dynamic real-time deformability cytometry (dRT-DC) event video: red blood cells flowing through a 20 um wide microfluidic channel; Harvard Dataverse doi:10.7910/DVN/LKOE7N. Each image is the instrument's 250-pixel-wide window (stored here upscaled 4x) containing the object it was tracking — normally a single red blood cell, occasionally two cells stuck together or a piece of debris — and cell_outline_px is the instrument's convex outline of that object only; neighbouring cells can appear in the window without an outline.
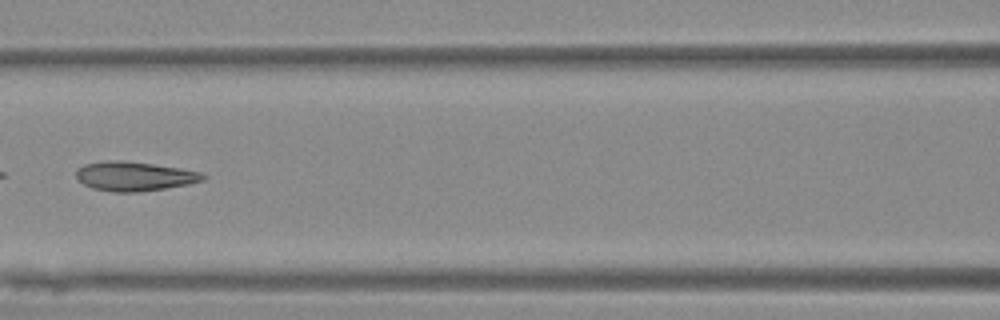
{"species": "Egyptian fruit bat (a non-hibernating species)", "species_latin": "Rousettus aegyptiacus", "temperature_condition": "warm", "stored_images_in_passage": 6, "camera_frame_rate_fps": 3000, "um_per_image_px": 0.085, "animal": {"sex": "female"}, "frame": {"image": 1, "passage_image": 5, "time_ms": 5.0, "image_size_px": [1000, 320], "cell_outline_px": [[204, 180], [188, 184], [140, 192], [112, 192], [92, 188], [84, 184], [76, 176], [76, 168], [84, 164], [104, 160], [120, 160], [152, 164], [180, 168], [200, 172], [204, 176]], "centroid_in_image_um": [11.37, 14.98], "position_along_channel_um": 155.2, "area_um2": 21.56}}
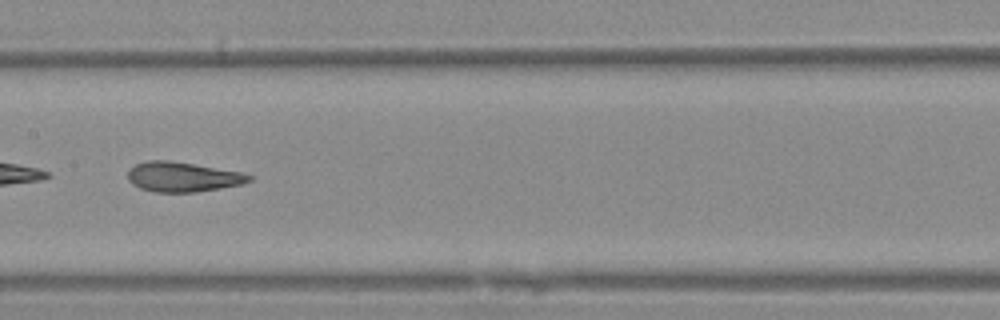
{"frame": {"image": 2, "passage_image": 6, "time_ms": 6.0, "image_size_px": [1000, 320], "cell_outline_px": [[252, 180], [240, 184], [220, 188], [196, 192], [156, 192], [140, 188], [132, 184], [128, 180], [128, 168], [136, 164], [148, 160], [168, 160], [240, 172], [252, 176]], "centroid_in_image_um": [15.47, 15.04], "position_along_channel_um": 191.9, "area_um2": 20.87}}